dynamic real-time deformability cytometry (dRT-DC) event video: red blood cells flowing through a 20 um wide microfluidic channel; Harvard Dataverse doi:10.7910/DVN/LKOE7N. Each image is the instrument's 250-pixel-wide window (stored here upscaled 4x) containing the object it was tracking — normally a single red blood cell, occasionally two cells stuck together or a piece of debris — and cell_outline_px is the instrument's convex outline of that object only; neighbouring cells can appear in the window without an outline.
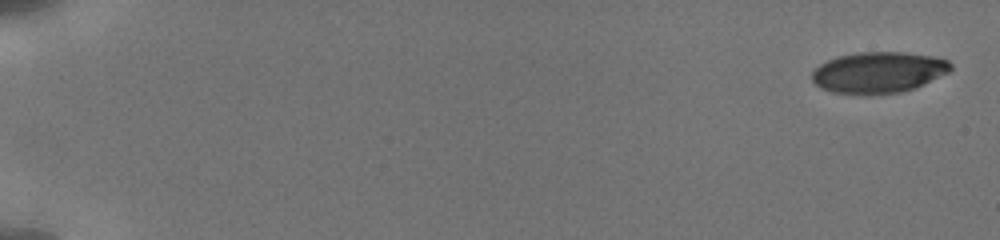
{"species": "human", "species_latin": "Homo sapiens", "temperature_condition": "cold", "stored_images_in_passage": 13, "camera_frame_rate_fps": 3000, "um_per_image_px": 0.085, "donor": {"sex": "male"}, "frame": {"image": 1, "passage_image": 1, "time_ms": 0.0, "image_size_px": [1000, 240], "cell_outline_px": [[952, 68], [948, 72], [912, 88], [900, 92], [868, 96], [864, 96], [832, 92], [820, 88], [812, 80], [812, 72], [820, 64], [828, 60], [840, 56], [860, 52], [904, 52], [932, 56], [948, 60], [952, 64]], "centroid_in_image_um": [74.63, 6.17], "position_along_channel_um": 10.4, "area_um2": 33.23}}
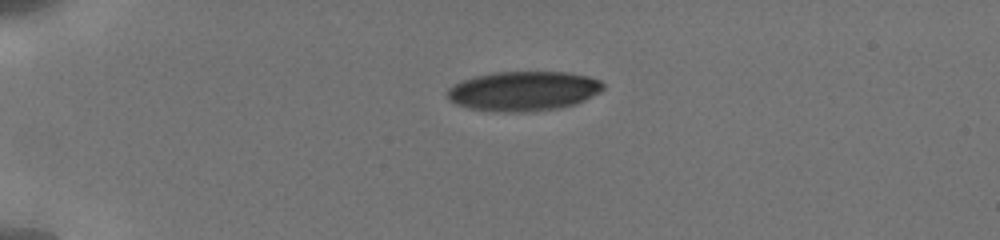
{"frame": {"image": 2, "passage_image": 8, "time_ms": 4.333, "image_size_px": [1000, 240], "cell_outline_px": [[604, 88], [600, 92], [576, 104], [560, 108], [524, 112], [504, 112], [468, 108], [456, 104], [448, 100], [448, 88], [452, 84], [460, 80], [476, 76], [496, 72], [564, 72], [588, 76], [600, 80], [604, 84]], "centroid_in_image_um": [44.49, 7.74], "position_along_channel_um": 40.5, "area_um2": 36.07}}
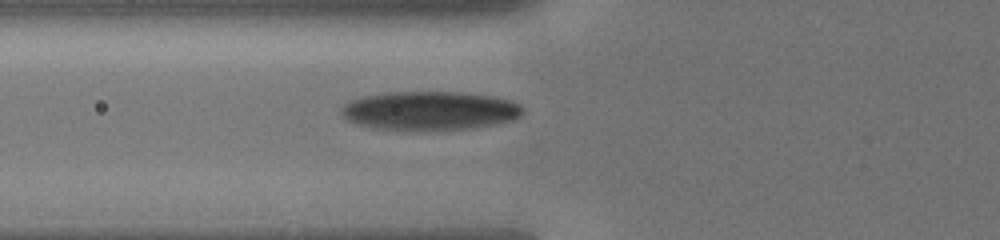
{"frame": {"image": 3, "passage_image": 13, "time_ms": 7.0, "image_size_px": [1000, 240], "cell_outline_px": [[524, 112], [516, 120], [496, 124], [472, 128], [420, 132], [416, 132], [372, 128], [356, 124], [348, 120], [340, 112], [340, 108], [344, 104], [352, 100], [364, 96], [388, 92], [460, 92], [492, 96], [512, 100], [520, 104], [524, 108]], "centroid_in_image_um": [36.55, 9.44], "position_along_channel_um": 89.2, "area_um2": 42.02}}